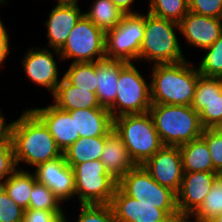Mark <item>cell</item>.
Listing matches in <instances>:
<instances>
[{"label": "cell", "mask_w": 222, "mask_h": 222, "mask_svg": "<svg viewBox=\"0 0 222 222\" xmlns=\"http://www.w3.org/2000/svg\"><path fill=\"white\" fill-rule=\"evenodd\" d=\"M147 12L179 23L189 12L188 0H150Z\"/></svg>", "instance_id": "cell-31"}, {"label": "cell", "mask_w": 222, "mask_h": 222, "mask_svg": "<svg viewBox=\"0 0 222 222\" xmlns=\"http://www.w3.org/2000/svg\"><path fill=\"white\" fill-rule=\"evenodd\" d=\"M58 52L71 63L97 62L106 58V33L83 15Z\"/></svg>", "instance_id": "cell-9"}, {"label": "cell", "mask_w": 222, "mask_h": 222, "mask_svg": "<svg viewBox=\"0 0 222 222\" xmlns=\"http://www.w3.org/2000/svg\"><path fill=\"white\" fill-rule=\"evenodd\" d=\"M67 112L75 115V141L79 137L105 136L113 128V118L107 108L76 109Z\"/></svg>", "instance_id": "cell-20"}, {"label": "cell", "mask_w": 222, "mask_h": 222, "mask_svg": "<svg viewBox=\"0 0 222 222\" xmlns=\"http://www.w3.org/2000/svg\"><path fill=\"white\" fill-rule=\"evenodd\" d=\"M117 186L128 196L141 203L153 204L168 215L179 214L177 194L171 189L161 186L142 165H136L126 173Z\"/></svg>", "instance_id": "cell-8"}, {"label": "cell", "mask_w": 222, "mask_h": 222, "mask_svg": "<svg viewBox=\"0 0 222 222\" xmlns=\"http://www.w3.org/2000/svg\"><path fill=\"white\" fill-rule=\"evenodd\" d=\"M99 160L104 164L107 173L117 182L136 166L121 137L114 130L105 139Z\"/></svg>", "instance_id": "cell-21"}, {"label": "cell", "mask_w": 222, "mask_h": 222, "mask_svg": "<svg viewBox=\"0 0 222 222\" xmlns=\"http://www.w3.org/2000/svg\"><path fill=\"white\" fill-rule=\"evenodd\" d=\"M36 181L46 185L61 201L75 199L74 170L60 157L41 163L34 168Z\"/></svg>", "instance_id": "cell-14"}, {"label": "cell", "mask_w": 222, "mask_h": 222, "mask_svg": "<svg viewBox=\"0 0 222 222\" xmlns=\"http://www.w3.org/2000/svg\"><path fill=\"white\" fill-rule=\"evenodd\" d=\"M56 5H78L80 0H56Z\"/></svg>", "instance_id": "cell-43"}, {"label": "cell", "mask_w": 222, "mask_h": 222, "mask_svg": "<svg viewBox=\"0 0 222 222\" xmlns=\"http://www.w3.org/2000/svg\"><path fill=\"white\" fill-rule=\"evenodd\" d=\"M164 146H181L201 137L204 127L199 113L188 105H151L149 110Z\"/></svg>", "instance_id": "cell-3"}, {"label": "cell", "mask_w": 222, "mask_h": 222, "mask_svg": "<svg viewBox=\"0 0 222 222\" xmlns=\"http://www.w3.org/2000/svg\"><path fill=\"white\" fill-rule=\"evenodd\" d=\"M0 4L2 5L7 4V0H0Z\"/></svg>", "instance_id": "cell-46"}, {"label": "cell", "mask_w": 222, "mask_h": 222, "mask_svg": "<svg viewBox=\"0 0 222 222\" xmlns=\"http://www.w3.org/2000/svg\"><path fill=\"white\" fill-rule=\"evenodd\" d=\"M135 67L128 62L119 73L117 96L115 102L108 108L111 117L122 115L144 114L151 108L150 83Z\"/></svg>", "instance_id": "cell-6"}, {"label": "cell", "mask_w": 222, "mask_h": 222, "mask_svg": "<svg viewBox=\"0 0 222 222\" xmlns=\"http://www.w3.org/2000/svg\"><path fill=\"white\" fill-rule=\"evenodd\" d=\"M110 205L115 222H159L168 216L164 210L153 204L141 203L126 195L118 186Z\"/></svg>", "instance_id": "cell-17"}, {"label": "cell", "mask_w": 222, "mask_h": 222, "mask_svg": "<svg viewBox=\"0 0 222 222\" xmlns=\"http://www.w3.org/2000/svg\"><path fill=\"white\" fill-rule=\"evenodd\" d=\"M151 71L149 83L152 105H192L197 81L201 76L197 65L185 59L175 63L153 64Z\"/></svg>", "instance_id": "cell-2"}, {"label": "cell", "mask_w": 222, "mask_h": 222, "mask_svg": "<svg viewBox=\"0 0 222 222\" xmlns=\"http://www.w3.org/2000/svg\"><path fill=\"white\" fill-rule=\"evenodd\" d=\"M53 105L63 111L102 107L96 93L71 85L64 77L52 95Z\"/></svg>", "instance_id": "cell-23"}, {"label": "cell", "mask_w": 222, "mask_h": 222, "mask_svg": "<svg viewBox=\"0 0 222 222\" xmlns=\"http://www.w3.org/2000/svg\"><path fill=\"white\" fill-rule=\"evenodd\" d=\"M64 218L47 210L25 209L23 222H64Z\"/></svg>", "instance_id": "cell-38"}, {"label": "cell", "mask_w": 222, "mask_h": 222, "mask_svg": "<svg viewBox=\"0 0 222 222\" xmlns=\"http://www.w3.org/2000/svg\"><path fill=\"white\" fill-rule=\"evenodd\" d=\"M29 109L48 128L62 153L75 142V115L58 109L52 103L47 107Z\"/></svg>", "instance_id": "cell-18"}, {"label": "cell", "mask_w": 222, "mask_h": 222, "mask_svg": "<svg viewBox=\"0 0 222 222\" xmlns=\"http://www.w3.org/2000/svg\"><path fill=\"white\" fill-rule=\"evenodd\" d=\"M92 2L89 11H85L84 15L105 33L114 29L126 14L110 0Z\"/></svg>", "instance_id": "cell-27"}, {"label": "cell", "mask_w": 222, "mask_h": 222, "mask_svg": "<svg viewBox=\"0 0 222 222\" xmlns=\"http://www.w3.org/2000/svg\"><path fill=\"white\" fill-rule=\"evenodd\" d=\"M73 170L75 198L80 205L111 204L118 182L99 159L76 164Z\"/></svg>", "instance_id": "cell-7"}, {"label": "cell", "mask_w": 222, "mask_h": 222, "mask_svg": "<svg viewBox=\"0 0 222 222\" xmlns=\"http://www.w3.org/2000/svg\"><path fill=\"white\" fill-rule=\"evenodd\" d=\"M200 116L204 128L222 127L221 78L200 76L191 105Z\"/></svg>", "instance_id": "cell-12"}, {"label": "cell", "mask_w": 222, "mask_h": 222, "mask_svg": "<svg viewBox=\"0 0 222 222\" xmlns=\"http://www.w3.org/2000/svg\"><path fill=\"white\" fill-rule=\"evenodd\" d=\"M181 222H198L191 219V217H183Z\"/></svg>", "instance_id": "cell-45"}, {"label": "cell", "mask_w": 222, "mask_h": 222, "mask_svg": "<svg viewBox=\"0 0 222 222\" xmlns=\"http://www.w3.org/2000/svg\"><path fill=\"white\" fill-rule=\"evenodd\" d=\"M24 210L0 188V222H23Z\"/></svg>", "instance_id": "cell-35"}, {"label": "cell", "mask_w": 222, "mask_h": 222, "mask_svg": "<svg viewBox=\"0 0 222 222\" xmlns=\"http://www.w3.org/2000/svg\"><path fill=\"white\" fill-rule=\"evenodd\" d=\"M201 137L208 145L213 162V172L222 174V129L204 128Z\"/></svg>", "instance_id": "cell-34"}, {"label": "cell", "mask_w": 222, "mask_h": 222, "mask_svg": "<svg viewBox=\"0 0 222 222\" xmlns=\"http://www.w3.org/2000/svg\"><path fill=\"white\" fill-rule=\"evenodd\" d=\"M29 171L18 168L1 184L8 196L24 209L29 208L30 193L37 182L35 174Z\"/></svg>", "instance_id": "cell-26"}, {"label": "cell", "mask_w": 222, "mask_h": 222, "mask_svg": "<svg viewBox=\"0 0 222 222\" xmlns=\"http://www.w3.org/2000/svg\"><path fill=\"white\" fill-rule=\"evenodd\" d=\"M180 34L185 42L202 50L210 47L222 34V18L188 12L179 22Z\"/></svg>", "instance_id": "cell-16"}, {"label": "cell", "mask_w": 222, "mask_h": 222, "mask_svg": "<svg viewBox=\"0 0 222 222\" xmlns=\"http://www.w3.org/2000/svg\"><path fill=\"white\" fill-rule=\"evenodd\" d=\"M45 20L48 46L60 50L78 20L84 15L79 5H55Z\"/></svg>", "instance_id": "cell-19"}, {"label": "cell", "mask_w": 222, "mask_h": 222, "mask_svg": "<svg viewBox=\"0 0 222 222\" xmlns=\"http://www.w3.org/2000/svg\"><path fill=\"white\" fill-rule=\"evenodd\" d=\"M17 169L11 141L0 143V185Z\"/></svg>", "instance_id": "cell-36"}, {"label": "cell", "mask_w": 222, "mask_h": 222, "mask_svg": "<svg viewBox=\"0 0 222 222\" xmlns=\"http://www.w3.org/2000/svg\"><path fill=\"white\" fill-rule=\"evenodd\" d=\"M10 38L7 28L3 24V21L0 18V67L4 64L5 59H8L7 56L10 55Z\"/></svg>", "instance_id": "cell-39"}, {"label": "cell", "mask_w": 222, "mask_h": 222, "mask_svg": "<svg viewBox=\"0 0 222 222\" xmlns=\"http://www.w3.org/2000/svg\"><path fill=\"white\" fill-rule=\"evenodd\" d=\"M145 15L125 14L122 21L106 32V58L125 62H140V49L144 39ZM135 60V61H134Z\"/></svg>", "instance_id": "cell-10"}, {"label": "cell", "mask_w": 222, "mask_h": 222, "mask_svg": "<svg viewBox=\"0 0 222 222\" xmlns=\"http://www.w3.org/2000/svg\"><path fill=\"white\" fill-rule=\"evenodd\" d=\"M222 213V174L204 198L202 205L190 216L194 221L209 222Z\"/></svg>", "instance_id": "cell-30"}, {"label": "cell", "mask_w": 222, "mask_h": 222, "mask_svg": "<svg viewBox=\"0 0 222 222\" xmlns=\"http://www.w3.org/2000/svg\"><path fill=\"white\" fill-rule=\"evenodd\" d=\"M66 214L64 222H69ZM75 222H115L113 209L110 204L80 205L79 216Z\"/></svg>", "instance_id": "cell-33"}, {"label": "cell", "mask_w": 222, "mask_h": 222, "mask_svg": "<svg viewBox=\"0 0 222 222\" xmlns=\"http://www.w3.org/2000/svg\"><path fill=\"white\" fill-rule=\"evenodd\" d=\"M113 129L121 137L135 165H143L164 146L149 112L114 118Z\"/></svg>", "instance_id": "cell-5"}, {"label": "cell", "mask_w": 222, "mask_h": 222, "mask_svg": "<svg viewBox=\"0 0 222 222\" xmlns=\"http://www.w3.org/2000/svg\"><path fill=\"white\" fill-rule=\"evenodd\" d=\"M62 201L44 184L36 182L30 193L28 209H40L54 212L57 216H65Z\"/></svg>", "instance_id": "cell-29"}, {"label": "cell", "mask_w": 222, "mask_h": 222, "mask_svg": "<svg viewBox=\"0 0 222 222\" xmlns=\"http://www.w3.org/2000/svg\"><path fill=\"white\" fill-rule=\"evenodd\" d=\"M183 219V216L180 214H173L168 215L165 219L159 221V222H181Z\"/></svg>", "instance_id": "cell-42"}, {"label": "cell", "mask_w": 222, "mask_h": 222, "mask_svg": "<svg viewBox=\"0 0 222 222\" xmlns=\"http://www.w3.org/2000/svg\"><path fill=\"white\" fill-rule=\"evenodd\" d=\"M63 77L75 87L96 93V62L70 63Z\"/></svg>", "instance_id": "cell-28"}, {"label": "cell", "mask_w": 222, "mask_h": 222, "mask_svg": "<svg viewBox=\"0 0 222 222\" xmlns=\"http://www.w3.org/2000/svg\"><path fill=\"white\" fill-rule=\"evenodd\" d=\"M0 108V143L11 141V130L13 120L7 123L5 116Z\"/></svg>", "instance_id": "cell-40"}, {"label": "cell", "mask_w": 222, "mask_h": 222, "mask_svg": "<svg viewBox=\"0 0 222 222\" xmlns=\"http://www.w3.org/2000/svg\"><path fill=\"white\" fill-rule=\"evenodd\" d=\"M56 55L61 61L62 58L58 50L53 49L51 52L47 47L40 48V46H37L34 49L29 48L22 61H20L28 79L38 86L45 87L51 93V96L63 79V75L59 78L58 62L54 58Z\"/></svg>", "instance_id": "cell-11"}, {"label": "cell", "mask_w": 222, "mask_h": 222, "mask_svg": "<svg viewBox=\"0 0 222 222\" xmlns=\"http://www.w3.org/2000/svg\"><path fill=\"white\" fill-rule=\"evenodd\" d=\"M188 9L199 15L222 18V0H188Z\"/></svg>", "instance_id": "cell-37"}, {"label": "cell", "mask_w": 222, "mask_h": 222, "mask_svg": "<svg viewBox=\"0 0 222 222\" xmlns=\"http://www.w3.org/2000/svg\"><path fill=\"white\" fill-rule=\"evenodd\" d=\"M217 172H184L177 193V209L181 216L190 217L201 205L210 189L218 181Z\"/></svg>", "instance_id": "cell-15"}, {"label": "cell", "mask_w": 222, "mask_h": 222, "mask_svg": "<svg viewBox=\"0 0 222 222\" xmlns=\"http://www.w3.org/2000/svg\"><path fill=\"white\" fill-rule=\"evenodd\" d=\"M113 4H115L118 8H120L124 13L129 14V13H139L136 12V10H131V6L133 5L132 3H135V0H110Z\"/></svg>", "instance_id": "cell-41"}, {"label": "cell", "mask_w": 222, "mask_h": 222, "mask_svg": "<svg viewBox=\"0 0 222 222\" xmlns=\"http://www.w3.org/2000/svg\"><path fill=\"white\" fill-rule=\"evenodd\" d=\"M127 63L107 58L96 62V95L102 107L108 109L115 102L119 73Z\"/></svg>", "instance_id": "cell-22"}, {"label": "cell", "mask_w": 222, "mask_h": 222, "mask_svg": "<svg viewBox=\"0 0 222 222\" xmlns=\"http://www.w3.org/2000/svg\"><path fill=\"white\" fill-rule=\"evenodd\" d=\"M209 222H222V213L216 215L213 219H211Z\"/></svg>", "instance_id": "cell-44"}, {"label": "cell", "mask_w": 222, "mask_h": 222, "mask_svg": "<svg viewBox=\"0 0 222 222\" xmlns=\"http://www.w3.org/2000/svg\"><path fill=\"white\" fill-rule=\"evenodd\" d=\"M142 166L161 186L179 192L184 173L179 147L163 146Z\"/></svg>", "instance_id": "cell-13"}, {"label": "cell", "mask_w": 222, "mask_h": 222, "mask_svg": "<svg viewBox=\"0 0 222 222\" xmlns=\"http://www.w3.org/2000/svg\"><path fill=\"white\" fill-rule=\"evenodd\" d=\"M183 172H213V162L206 141L199 137L179 146Z\"/></svg>", "instance_id": "cell-24"}, {"label": "cell", "mask_w": 222, "mask_h": 222, "mask_svg": "<svg viewBox=\"0 0 222 222\" xmlns=\"http://www.w3.org/2000/svg\"><path fill=\"white\" fill-rule=\"evenodd\" d=\"M113 130L112 128L105 136L79 137L63 152L66 163L73 168L76 164L98 160L104 149L105 139Z\"/></svg>", "instance_id": "cell-25"}, {"label": "cell", "mask_w": 222, "mask_h": 222, "mask_svg": "<svg viewBox=\"0 0 222 222\" xmlns=\"http://www.w3.org/2000/svg\"><path fill=\"white\" fill-rule=\"evenodd\" d=\"M176 31L180 32L179 23L147 12L144 39L140 49V63L141 61L152 62L153 65L185 60Z\"/></svg>", "instance_id": "cell-4"}, {"label": "cell", "mask_w": 222, "mask_h": 222, "mask_svg": "<svg viewBox=\"0 0 222 222\" xmlns=\"http://www.w3.org/2000/svg\"><path fill=\"white\" fill-rule=\"evenodd\" d=\"M11 143L17 169L21 162L35 168L63 154L48 128L30 109L13 119Z\"/></svg>", "instance_id": "cell-1"}, {"label": "cell", "mask_w": 222, "mask_h": 222, "mask_svg": "<svg viewBox=\"0 0 222 222\" xmlns=\"http://www.w3.org/2000/svg\"><path fill=\"white\" fill-rule=\"evenodd\" d=\"M205 52L198 62V72L204 77L222 78V34Z\"/></svg>", "instance_id": "cell-32"}]
</instances>
